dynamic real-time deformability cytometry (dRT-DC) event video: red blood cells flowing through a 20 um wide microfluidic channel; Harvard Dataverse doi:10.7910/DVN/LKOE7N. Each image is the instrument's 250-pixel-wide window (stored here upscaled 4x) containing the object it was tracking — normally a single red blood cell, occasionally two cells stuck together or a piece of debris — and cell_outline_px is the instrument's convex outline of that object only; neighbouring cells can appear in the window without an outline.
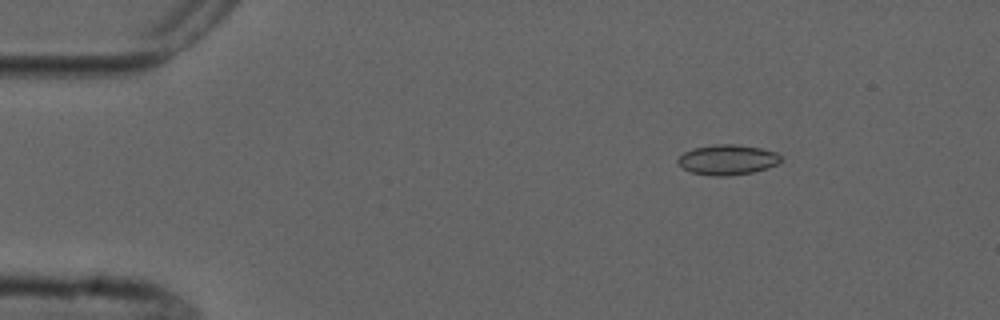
{"species": "common noctule bat (a hibernating species)", "species_latin": "Nyctalus noctula", "temperature_condition": "cold", "stored_images_in_passage": 7, "camera_frame_rate_fps": 3000, "um_per_image_px": 0.085, "animal": {"sex": "male", "forearm_length_mm": 52.5}, "frame": {"image": 1, "passage_image": 2, "time_ms": 2.333, "image_size_px": [1000, 320], "cell_outline_px": [[780, 160], [776, 164], [768, 168], [752, 172], [728, 176], [712, 176], [692, 172], [684, 168], [676, 160], [684, 152], [692, 148], [712, 144], [736, 144], [760, 148], [776, 152], [780, 156]], "centroid_in_image_um": [61.82, 13.57], "position_along_channel_um": 23.2, "area_um2": 18.03}}
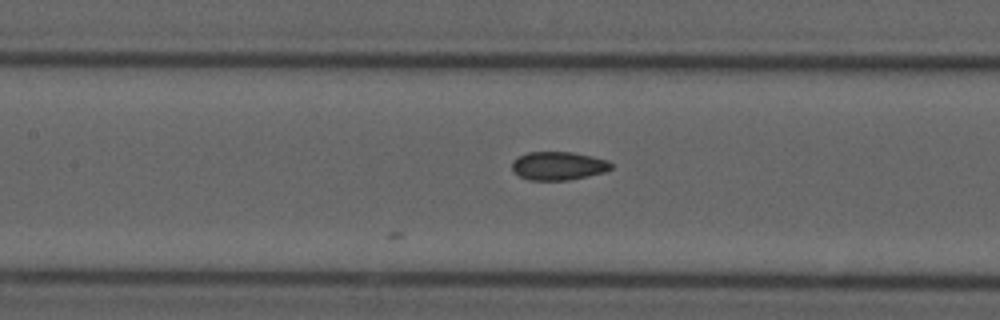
{"frame": {"image": 2, "passage_image": 7, "time_ms": 8.0, "image_size_px": [1000, 320], "cell_outline_px": [[612, 168], [604, 172], [588, 176], [568, 180], [528, 180], [512, 172], [512, 160], [528, 152], [572, 152], [592, 156], [608, 160], [612, 164]], "centroid_in_image_um": [47.45, 14.1], "position_along_channel_um": 160.0, "area_um2": 16.47}}